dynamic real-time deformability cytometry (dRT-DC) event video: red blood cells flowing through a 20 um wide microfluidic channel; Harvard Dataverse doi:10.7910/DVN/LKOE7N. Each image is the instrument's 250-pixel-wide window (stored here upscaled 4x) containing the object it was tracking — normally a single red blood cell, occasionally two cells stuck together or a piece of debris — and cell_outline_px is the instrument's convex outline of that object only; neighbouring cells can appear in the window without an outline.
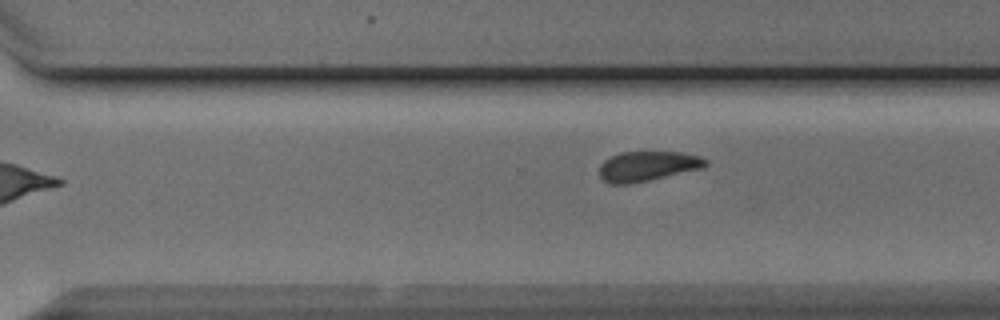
{"species": "Egyptian fruit bat (a non-hibernating species)", "species_latin": "Rousettus aegyptiacus", "temperature_condition": "cold", "stored_images_in_passage": 9, "camera_frame_rate_fps": 3000, "um_per_image_px": 0.085, "animal": {"sex": "male"}, "frame": {"image": 1, "passage_image": 9, "time_ms": 10.333, "image_size_px": [1000, 320], "cell_outline_px": [[708, 164], [704, 168], [648, 180], [628, 184], [608, 184], [600, 176], [600, 164], [604, 160], [620, 152], [680, 152], [700, 156], [708, 160]], "centroid_in_image_um": [55.06, 14.12], "position_along_channel_um": 315.5, "area_um2": 18.5}}